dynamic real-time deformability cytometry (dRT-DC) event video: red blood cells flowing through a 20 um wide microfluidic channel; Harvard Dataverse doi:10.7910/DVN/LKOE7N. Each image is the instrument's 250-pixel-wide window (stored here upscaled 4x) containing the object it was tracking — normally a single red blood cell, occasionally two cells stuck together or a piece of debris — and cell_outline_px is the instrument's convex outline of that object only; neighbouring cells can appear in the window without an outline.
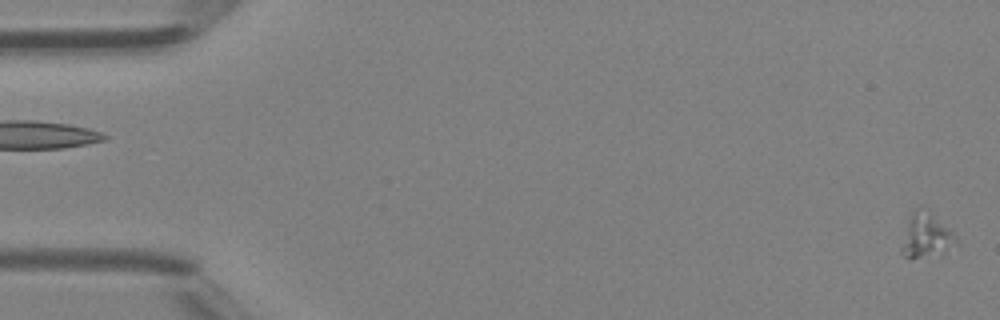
{"species": "Egyptian fruit bat (a non-hibernating species)", "species_latin": "Rousettus aegyptiacus", "temperature_condition": "room temperature", "stored_images_in_passage": 10, "camera_frame_rate_fps": 3000, "um_per_image_px": 0.085, "animal": {"sex": "female"}, "frame": {"image": 1, "passage_image": 1, "time_ms": 0.0, "image_size_px": [1000, 320], "cell_outline_px": [[956, 244], [944, 252], [916, 256], [904, 256], [900, 252], [900, 248], [908, 220], [912, 212], [920, 204], [928, 208], [956, 236]], "centroid_in_image_um": [78.7, 19.93], "position_along_channel_um": 6.3, "area_um2": 13.81}}